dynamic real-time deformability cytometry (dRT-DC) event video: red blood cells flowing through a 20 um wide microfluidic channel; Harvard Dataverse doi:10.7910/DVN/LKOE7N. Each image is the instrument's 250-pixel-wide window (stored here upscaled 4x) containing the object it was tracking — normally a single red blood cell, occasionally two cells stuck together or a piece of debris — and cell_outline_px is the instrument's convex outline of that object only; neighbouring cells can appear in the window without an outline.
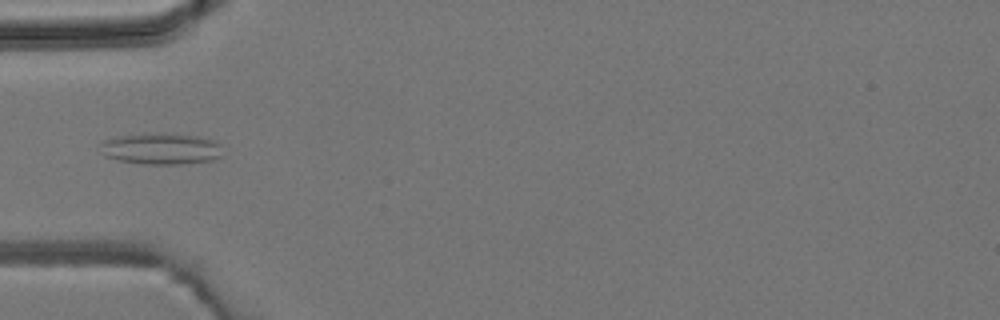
{"species": "common noctule bat (a hibernating species)", "species_latin": "Nyctalus noctula", "temperature_condition": "room temperature", "stored_images_in_passage": 2, "camera_frame_rate_fps": 3000, "um_per_image_px": 0.085, "animal": {"sex": "male", "body_mass_g": 19.2, "forearm_length_mm": 51.8}, "frame": {"image": 1, "passage_image": 2, "time_ms": 1.0, "image_size_px": [1000, 320], "cell_outline_px": [[220, 156], [212, 160], [180, 164], [144, 164], [120, 160], [104, 156], [100, 144], [104, 140], [120, 136], [200, 136], [216, 140], [220, 144]], "centroid_in_image_um": [13.72, 12.69], "position_along_channel_um": 71.3, "area_um2": 21.21}}